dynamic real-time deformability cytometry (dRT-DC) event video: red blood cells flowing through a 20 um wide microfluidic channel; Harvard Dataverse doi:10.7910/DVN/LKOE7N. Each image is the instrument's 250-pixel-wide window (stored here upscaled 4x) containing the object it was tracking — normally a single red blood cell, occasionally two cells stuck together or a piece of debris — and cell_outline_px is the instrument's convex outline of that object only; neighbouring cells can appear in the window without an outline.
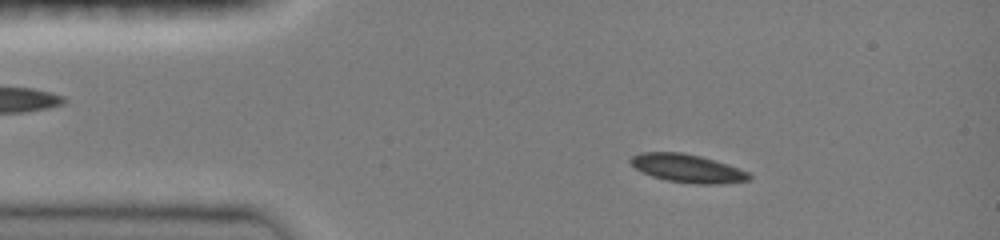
{"species": "common noctule bat (a hibernating species)", "species_latin": "Nyctalus noctula", "temperature_condition": "room temperature", "stored_images_in_passage": 45, "camera_frame_rate_fps": 3000, "um_per_image_px": 0.085, "animal": {"sex": "female", "body_mass_g": 19.0, "forearm_length_mm": 51.5}, "frame": {"image": 1, "passage_image": 7, "time_ms": 2.0, "image_size_px": [1000, 240], "cell_outline_px": [[752, 176], [748, 180], [716, 184], [696, 184], [668, 180], [652, 176], [636, 168], [628, 160], [632, 156], [640, 152], [680, 152], [700, 156], [728, 164], [740, 168], [748, 172]], "centroid_in_image_um": [58.44, 14.3], "position_along_channel_um": 26.6, "area_um2": 19.31}}
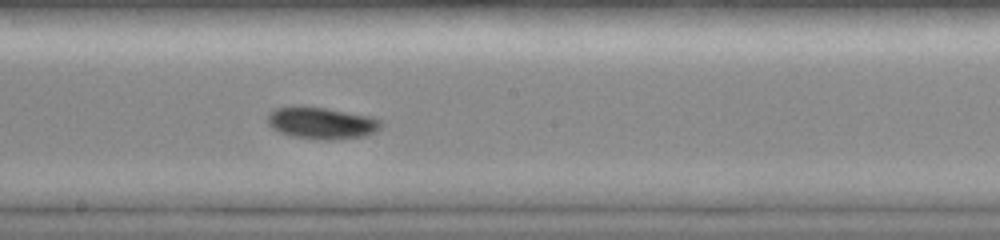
{"frame": {"image": 2, "passage_image": 25, "time_ms": 8.0, "image_size_px": [1000, 240], "cell_outline_px": [[384, 124], [380, 128], [364, 136], [332, 140], [320, 140], [292, 136], [280, 132], [272, 128], [268, 124], [268, 112], [276, 108], [304, 104], [328, 108], [372, 116], [380, 120]], "centroid_in_image_um": [27.32, 10.43], "position_along_channel_um": 220.9, "area_um2": 21.5}}
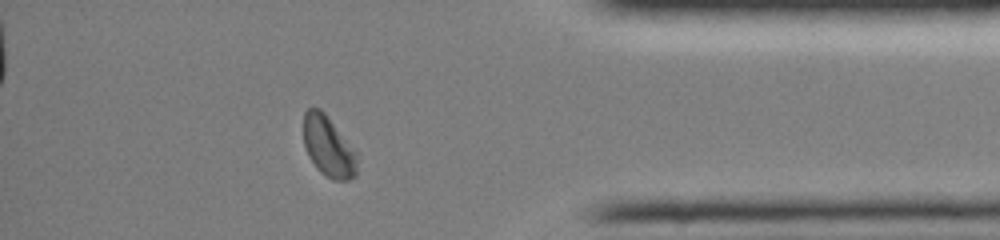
{"frame": {"image": 3, "passage_image": 40, "time_ms": 13.0, "image_size_px": [1000, 240], "cell_outline_px": [[356, 176], [348, 180], [332, 180], [320, 172], [316, 168], [308, 156], [304, 144], [304, 112], [308, 108], [320, 108], [324, 112], [356, 152]], "centroid_in_image_um": [27.89, 12.47], "position_along_channel_um": 407.3, "area_um2": 18.73}, "authors_computed_cell_mechanics": {"area_um2": 19.4208, "velocity_mm_per_s": 4.0514, "shape_relaxation_time_tau1_ms": 2.8643, "shape_relaxation_time_tau2_ms": null, "deformation_change_tau1": 0.071, "deformation_change_tau2": null}}